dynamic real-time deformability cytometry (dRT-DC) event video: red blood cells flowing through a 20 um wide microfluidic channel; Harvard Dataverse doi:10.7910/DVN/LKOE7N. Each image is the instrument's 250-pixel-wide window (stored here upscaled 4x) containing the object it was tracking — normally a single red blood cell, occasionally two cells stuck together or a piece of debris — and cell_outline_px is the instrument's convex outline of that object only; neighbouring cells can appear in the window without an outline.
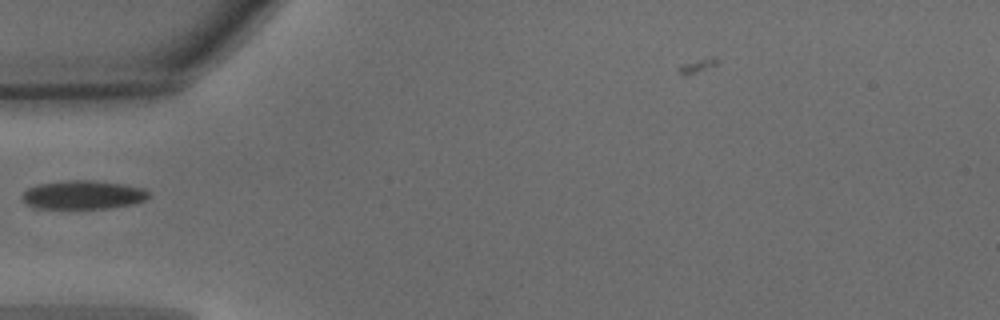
{"species": "common noctule bat (a hibernating species)", "species_latin": "Nyctalus noctula", "temperature_condition": "warm", "stored_images_in_passage": 13, "camera_frame_rate_fps": 3000, "um_per_image_px": 0.085, "animal": {"sex": "male", "body_mass_g": 15.6}, "frame": {"image": 1, "passage_image": 1, "time_ms": 0.0, "image_size_px": [1000, 320], "cell_outline_px": [[148, 196], [144, 200], [128, 204], [108, 208], [32, 208], [20, 196], [28, 188], [40, 184], [68, 180], [92, 180], [124, 184], [144, 188], [148, 192]], "centroid_in_image_um": [7.03, 16.55], "position_along_channel_um": 78.0, "area_um2": 20.87}}
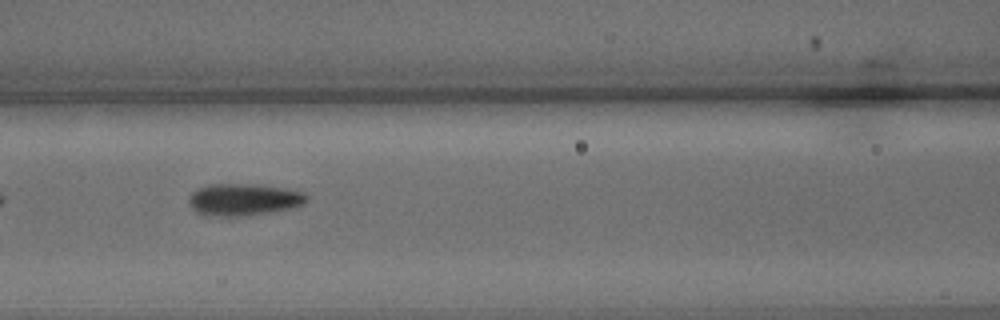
{"frame": {"image": 2, "passage_image": 6, "time_ms": 1.667, "image_size_px": [1000, 320], "cell_outline_px": [[308, 200], [304, 204], [292, 208], [272, 212], [244, 216], [204, 216], [196, 212], [192, 208], [188, 200], [188, 196], [192, 192], [200, 188], [212, 184], [256, 184], [304, 192], [308, 196]], "centroid_in_image_um": [20.7, 16.98], "position_along_channel_um": 145.9, "area_um2": 22.08}}